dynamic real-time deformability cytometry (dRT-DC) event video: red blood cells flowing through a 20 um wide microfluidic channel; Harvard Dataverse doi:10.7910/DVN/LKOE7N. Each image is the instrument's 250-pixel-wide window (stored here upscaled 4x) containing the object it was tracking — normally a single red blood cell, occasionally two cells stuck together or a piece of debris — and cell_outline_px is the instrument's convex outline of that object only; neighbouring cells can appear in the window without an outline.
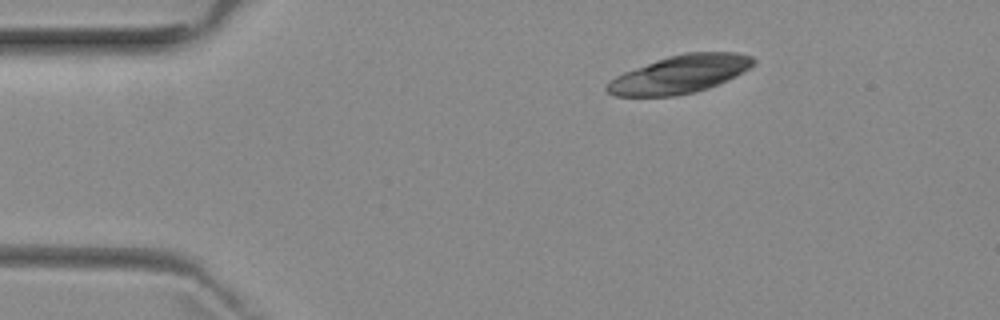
{"species": "common noctule bat (a hibernating species)", "species_latin": "Nyctalus noctula", "temperature_condition": "room temperature", "stored_images_in_passage": 4, "camera_frame_rate_fps": 3000, "um_per_image_px": 0.085, "animal": {"sex": "female", "body_mass_g": 29.2, "forearm_length_mm": 56.3}, "frame": {"image": 1, "passage_image": 1, "time_ms": 0.0, "image_size_px": [1000, 320], "cell_outline_px": [[756, 64], [736, 76], [708, 88], [676, 96], [616, 96], [608, 92], [604, 88], [608, 80], [624, 72], [656, 60], [668, 56], [684, 52], [736, 52], [752, 56], [756, 60]], "centroid_in_image_um": [57.79, 6.3], "position_along_channel_um": 27.2, "area_um2": 32.43}}